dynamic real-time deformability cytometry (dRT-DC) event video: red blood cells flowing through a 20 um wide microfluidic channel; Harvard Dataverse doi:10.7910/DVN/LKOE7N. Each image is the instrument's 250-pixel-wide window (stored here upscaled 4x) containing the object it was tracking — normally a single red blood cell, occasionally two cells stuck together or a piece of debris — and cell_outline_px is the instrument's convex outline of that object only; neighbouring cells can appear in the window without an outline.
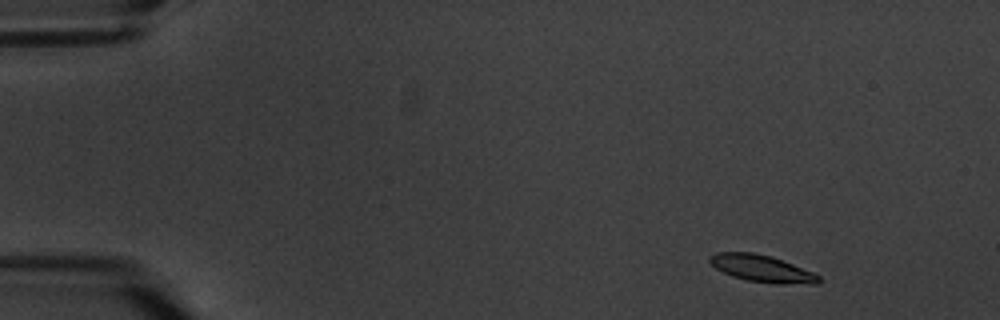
{"species": "common noctule bat (a hibernating species)", "species_latin": "Nyctalus noctula", "temperature_condition": "warm", "stored_images_in_passage": 5, "camera_frame_rate_fps": 3000, "um_per_image_px": 0.085, "animal": {"sex": "male", "body_mass_g": 20.1, "forearm_length_mm": 53.5}, "frame": {"image": 1, "passage_image": 1, "time_ms": 0.0, "image_size_px": [1000, 320], "cell_outline_px": [[820, 280], [816, 284], [776, 284], [748, 280], [732, 276], [716, 268], [708, 260], [708, 256], [716, 252], [752, 252], [768, 256], [792, 264], [812, 272], [820, 276]], "centroid_in_image_um": [64.74, 22.83], "position_along_channel_um": 20.3, "area_um2": 16.88}}
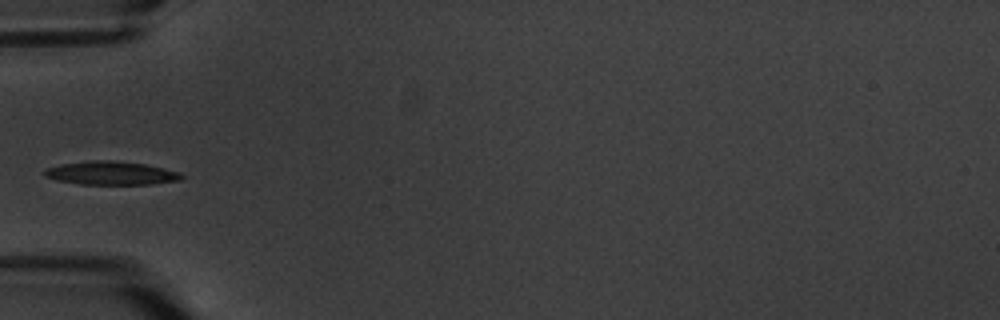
{"frame": {"image": 2, "passage_image": 5, "time_ms": 4.667, "image_size_px": [1000, 320], "cell_outline_px": [[184, 176], [180, 180], [152, 184], [80, 184], [56, 180], [44, 176], [44, 168], [64, 164], [92, 160], [112, 160], [144, 164], [180, 172]], "centroid_in_image_um": [9.43, 14.71], "position_along_channel_um": 75.6, "area_um2": 18.61}}